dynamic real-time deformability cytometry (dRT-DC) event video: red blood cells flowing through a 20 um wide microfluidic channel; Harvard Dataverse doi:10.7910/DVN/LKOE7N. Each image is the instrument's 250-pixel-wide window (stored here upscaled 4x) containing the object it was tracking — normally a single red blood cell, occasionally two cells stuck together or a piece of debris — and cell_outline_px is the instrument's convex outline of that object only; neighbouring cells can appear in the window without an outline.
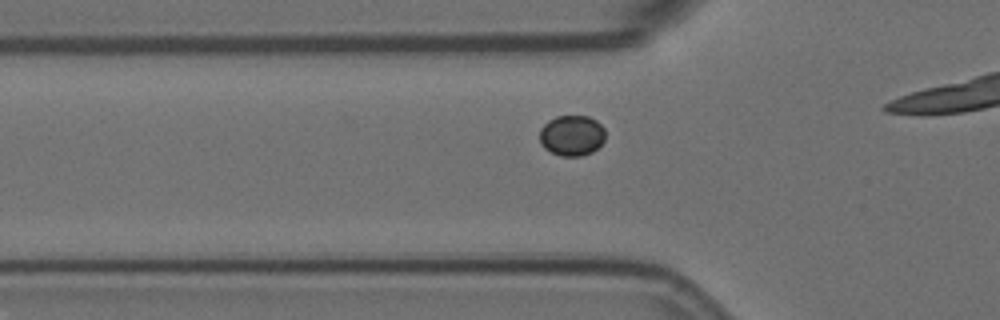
{"species": "Egyptian fruit bat (a non-hibernating species)", "species_latin": "Rousettus aegyptiacus", "temperature_condition": "room temperature", "stored_images_in_passage": 14, "camera_frame_rate_fps": 3000, "um_per_image_px": 0.085, "animal": {"sex": "female"}, "frame": {"image": 1, "passage_image": 8, "time_ms": 2.333, "image_size_px": [1000, 320], "cell_outline_px": [[604, 140], [592, 152], [580, 156], [560, 156], [544, 148], [540, 144], [540, 128], [548, 120], [556, 116], [588, 116], [596, 120], [604, 128]], "centroid_in_image_um": [48.58, 11.51], "position_along_channel_um": 77.2, "area_um2": 15.55}}
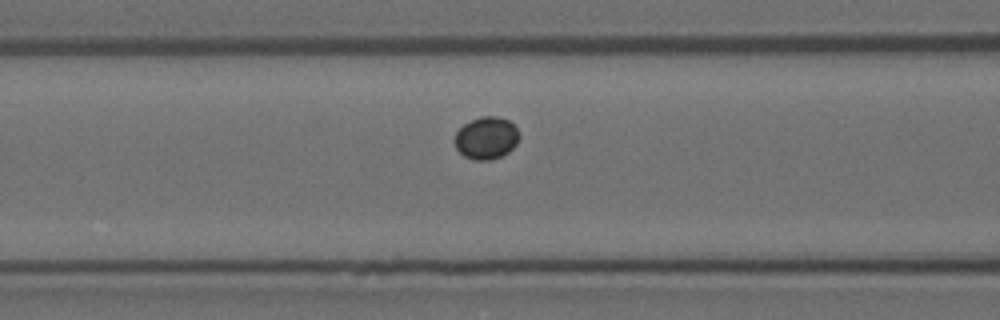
{"frame": {"image": 2, "passage_image": 12, "time_ms": 3.667, "image_size_px": [1000, 320], "cell_outline_px": [[520, 136], [516, 144], [508, 152], [500, 156], [488, 160], [476, 160], [464, 156], [456, 148], [452, 140], [456, 132], [464, 124], [480, 116], [496, 116], [508, 120], [516, 128]], "centroid_in_image_um": [41.31, 11.72], "position_along_channel_um": 125.3, "area_um2": 15.9}}